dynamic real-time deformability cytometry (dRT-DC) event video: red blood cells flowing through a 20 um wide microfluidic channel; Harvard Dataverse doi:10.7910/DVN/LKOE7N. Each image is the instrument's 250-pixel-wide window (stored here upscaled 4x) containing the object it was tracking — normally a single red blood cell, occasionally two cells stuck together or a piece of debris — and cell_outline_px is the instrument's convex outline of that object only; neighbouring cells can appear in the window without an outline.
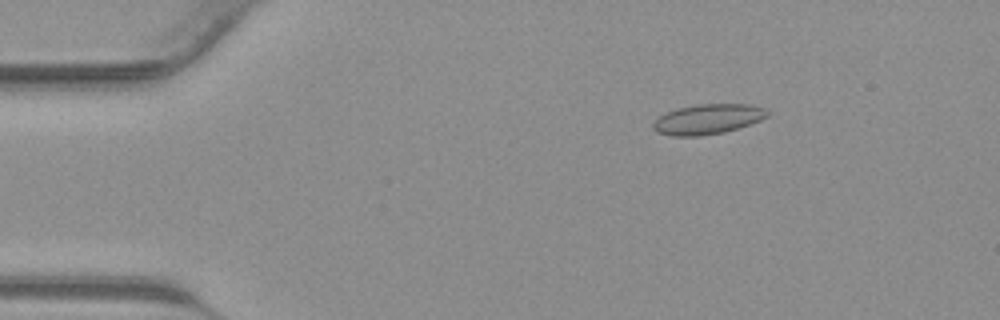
{"species": "common noctule bat (a hibernating species)", "species_latin": "Nyctalus noctula", "temperature_condition": "warm", "stored_images_in_passage": 37, "camera_frame_rate_fps": 3000, "um_per_image_px": 0.085, "animal": {"sex": "male", "body_mass_g": 23.1, "forearm_length_mm": 52.7}, "frame": {"image": 1, "passage_image": 1, "time_ms": 0.0, "image_size_px": [1000, 320], "cell_outline_px": [[768, 116], [760, 120], [724, 132], [700, 136], [672, 136], [656, 132], [652, 128], [652, 124], [660, 116], [676, 108], [696, 104], [748, 104], [764, 108], [768, 112]], "centroid_in_image_um": [60.12, 10.13], "position_along_channel_um": 24.9, "area_um2": 19.88}}
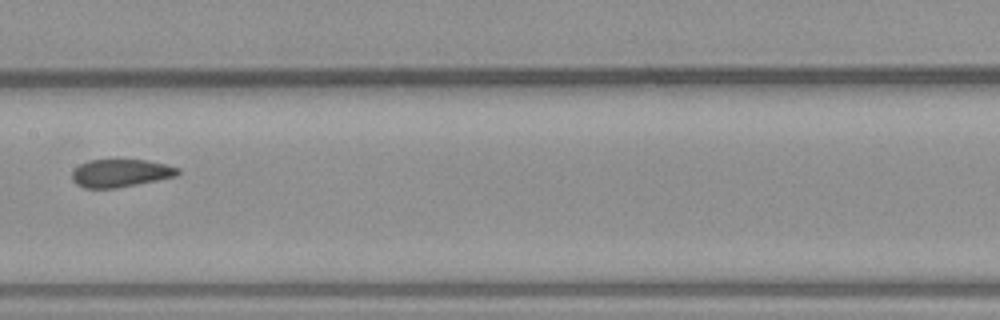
{"frame": {"image": 2, "passage_image": 16, "time_ms": 5.0, "image_size_px": [1000, 320], "cell_outline_px": [[180, 172], [176, 176], [116, 188], [84, 188], [76, 184], [72, 180], [72, 172], [80, 164], [88, 160], [148, 160], [180, 168]], "centroid_in_image_um": [10.23, 14.71], "position_along_channel_um": 197.2, "area_um2": 17.05}}
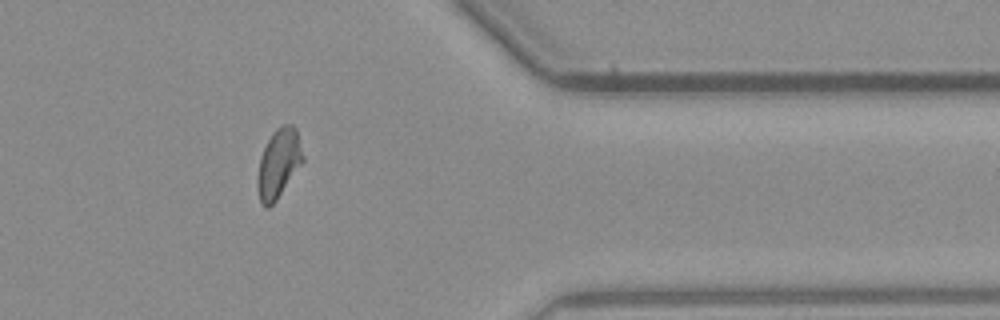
{"frame": {"image": 3, "passage_image": 29, "time_ms": 9.333, "image_size_px": [1000, 320], "cell_outline_px": [[304, 160], [276, 200], [268, 208], [264, 208], [260, 200], [256, 184], [256, 176], [260, 156], [272, 132], [276, 128], [284, 124], [292, 124], [296, 128], [304, 156]], "centroid_in_image_um": [23.66, 13.88], "position_along_channel_um": 387.7, "area_um2": 18.32}}